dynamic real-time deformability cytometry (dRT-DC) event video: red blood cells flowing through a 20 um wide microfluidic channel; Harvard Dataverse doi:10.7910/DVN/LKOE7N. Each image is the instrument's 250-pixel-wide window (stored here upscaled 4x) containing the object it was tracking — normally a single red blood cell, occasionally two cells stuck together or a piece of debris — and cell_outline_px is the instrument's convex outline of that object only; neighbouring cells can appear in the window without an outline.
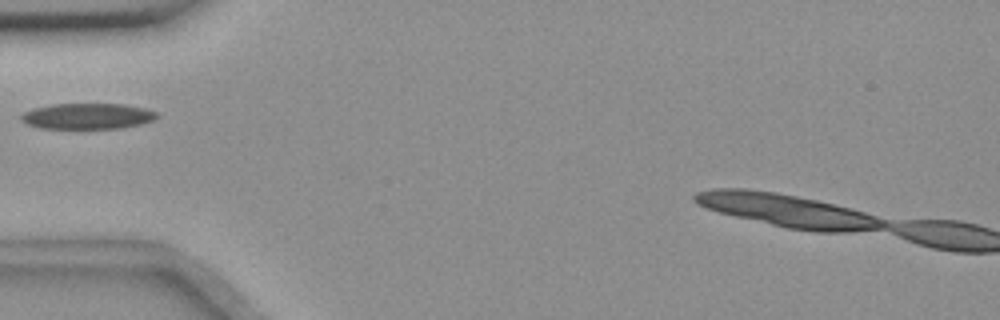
{"species": "common noctule bat (a hibernating species)", "species_latin": "Nyctalus noctula", "temperature_condition": "room temperature", "stored_images_in_passage": 9, "camera_frame_rate_fps": 3000, "um_per_image_px": 0.085, "animal": {"sex": "female", "body_mass_g": 18.4}, "frame": {"image": 1, "passage_image": 1, "time_ms": 0.0, "image_size_px": [1000, 320], "cell_outline_px": [[160, 116], [152, 120], [140, 124], [124, 128], [40, 128], [28, 124], [20, 120], [20, 116], [24, 112], [36, 108], [52, 104], [124, 104], [144, 108], [156, 112]], "centroid_in_image_um": [7.45, 9.87], "position_along_channel_um": 77.5, "area_um2": 20.29}}